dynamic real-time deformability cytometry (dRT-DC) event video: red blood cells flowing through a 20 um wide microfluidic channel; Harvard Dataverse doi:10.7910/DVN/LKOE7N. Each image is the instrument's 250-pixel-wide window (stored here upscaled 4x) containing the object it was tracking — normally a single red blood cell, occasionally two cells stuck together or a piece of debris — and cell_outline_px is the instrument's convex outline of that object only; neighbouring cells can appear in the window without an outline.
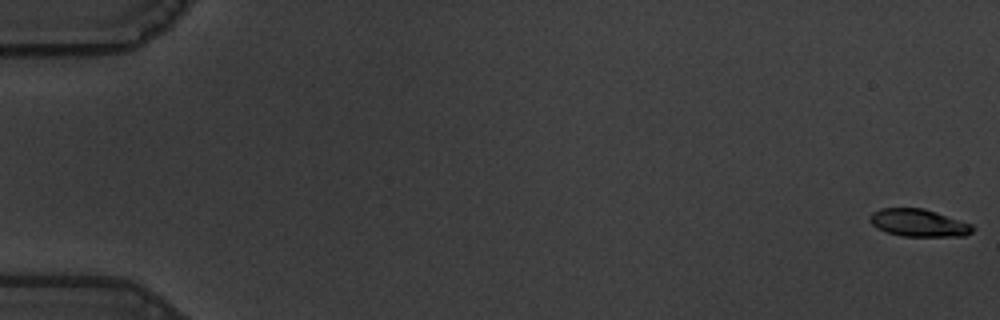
{"species": "common noctule bat (a hibernating species)", "species_latin": "Nyctalus noctula", "temperature_condition": "warm", "stored_images_in_passage": 58, "camera_frame_rate_fps": 3000, "um_per_image_px": 0.085, "animal": {"sex": "male", "body_mass_g": 19.5, "forearm_length_mm": 54.6}, "frame": {"image": 1, "passage_image": 1, "time_ms": 0.0, "image_size_px": [1000, 320], "cell_outline_px": [[976, 228], [972, 232], [964, 236], [900, 236], [888, 232], [872, 224], [868, 220], [868, 216], [872, 212], [880, 208], [924, 208], [972, 224]], "centroid_in_image_um": [78.09, 18.94], "position_along_channel_um": 6.9, "area_um2": 16.47}}
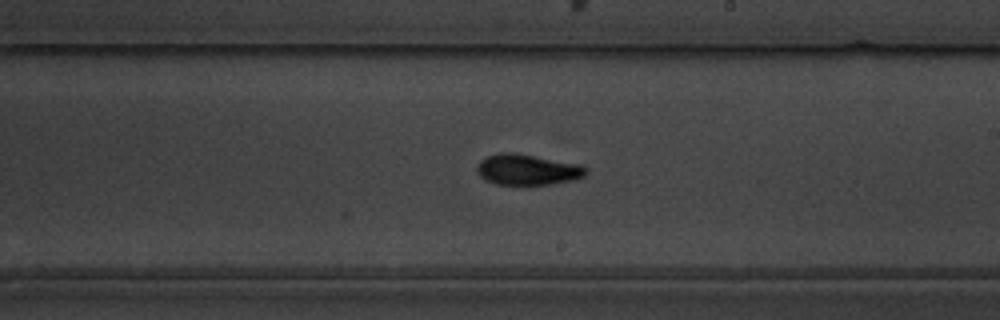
{"frame": {"image": 2, "passage_image": 35, "time_ms": 11.333, "image_size_px": [1000, 320], "cell_outline_px": [[588, 172], [584, 176], [576, 180], [552, 184], [524, 188], [496, 184], [484, 180], [476, 172], [476, 164], [480, 160], [488, 156], [500, 152], [512, 152], [580, 164], [588, 168]], "centroid_in_image_um": [44.82, 14.47], "position_along_channel_um": 244.2, "area_um2": 20.52}}
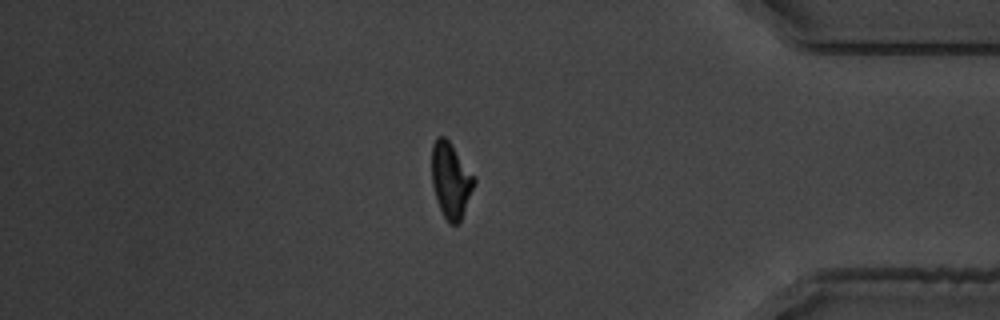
{"frame": {"image": 3, "passage_image": 50, "time_ms": 16.333, "image_size_px": [1000, 320], "cell_outline_px": [[476, 180], [460, 220], [456, 224], [448, 224], [440, 208], [432, 184], [432, 144], [436, 136], [444, 136], [452, 144], [476, 176]], "centroid_in_image_um": [38.32, 15.26], "position_along_channel_um": 396.9, "area_um2": 18.55}, "authors_computed_cell_mechanics": {"area_um2": 18.4671, "velocity_mm_per_s": 3.5834, "shape_relaxation_time_tau1_ms": 3.3901, "shape_relaxation_time_tau2_ms": 3.6412, "deformation_change_tau1": 0.1812, "deformation_change_tau2": 0.0761}}